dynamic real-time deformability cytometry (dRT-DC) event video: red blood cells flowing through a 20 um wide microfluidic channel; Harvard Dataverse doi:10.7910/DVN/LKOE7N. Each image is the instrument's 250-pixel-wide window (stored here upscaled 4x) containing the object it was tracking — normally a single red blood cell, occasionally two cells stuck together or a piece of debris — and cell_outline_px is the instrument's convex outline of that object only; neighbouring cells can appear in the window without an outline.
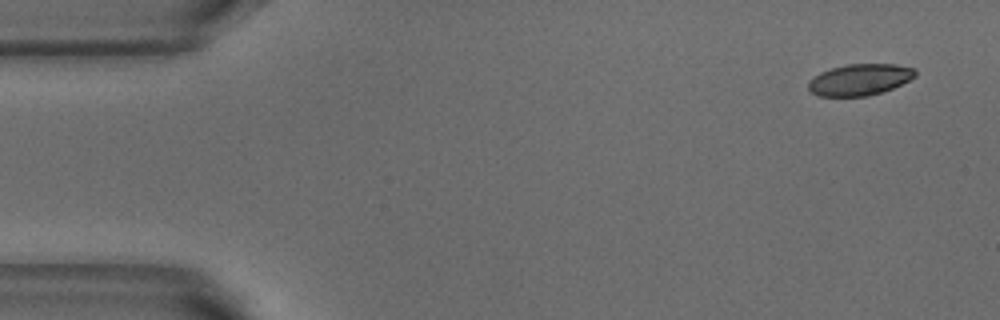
{"species": "common noctule bat (a hibernating species)", "species_latin": "Nyctalus noctula", "temperature_condition": "warm", "stored_images_in_passage": 5, "camera_frame_rate_fps": 3000, "um_per_image_px": 0.085, "animal": {"sex": "male", "body_mass_g": 18.8}, "frame": {"image": 1, "passage_image": 1, "time_ms": 0.0, "image_size_px": [1000, 320], "cell_outline_px": [[916, 76], [892, 88], [868, 96], [820, 96], [812, 92], [808, 88], [808, 80], [820, 72], [832, 68], [848, 64], [896, 64], [916, 68]], "centroid_in_image_um": [73.07, 6.76], "position_along_channel_um": 11.9, "area_um2": 19.48}}
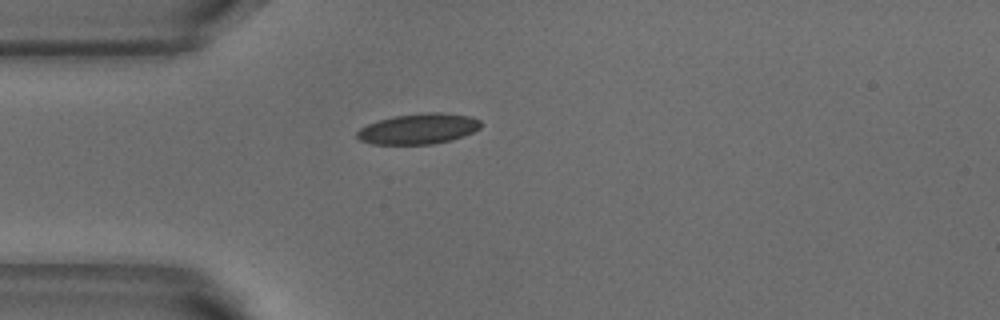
{"frame": {"image": 2, "passage_image": 4, "time_ms": 1.0, "image_size_px": [1000, 320], "cell_outline_px": [[480, 128], [464, 136], [452, 140], [432, 144], [372, 144], [360, 140], [356, 136], [356, 132], [360, 128], [368, 124], [392, 116], [428, 112], [440, 112], [472, 116], [480, 120]], "centroid_in_image_um": [35.58, 10.94], "position_along_channel_um": 49.4, "area_um2": 22.08}}